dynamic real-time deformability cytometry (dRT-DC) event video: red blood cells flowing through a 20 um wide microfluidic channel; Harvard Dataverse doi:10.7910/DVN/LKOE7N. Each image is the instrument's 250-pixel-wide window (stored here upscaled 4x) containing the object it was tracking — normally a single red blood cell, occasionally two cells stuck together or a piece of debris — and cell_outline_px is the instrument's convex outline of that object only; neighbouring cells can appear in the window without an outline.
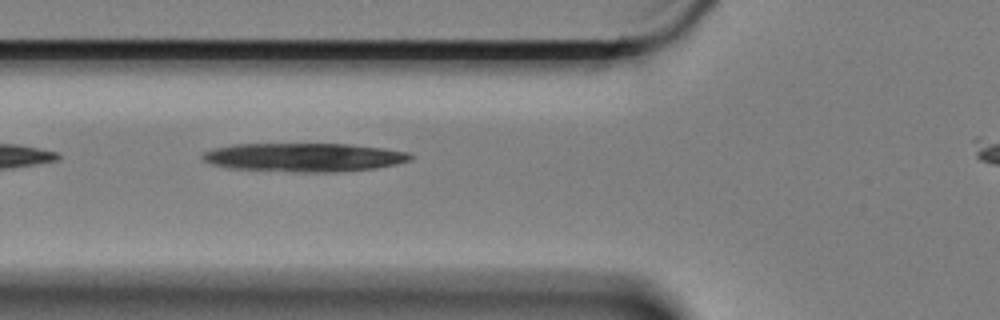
{"species": "Egyptian fruit bat (a non-hibernating species)", "species_latin": "Rousettus aegyptiacus", "temperature_condition": "cold", "stored_images_in_passage": 4, "segment_of_instrument_passage": [1, 2], "camera_frame_rate_fps": 3000, "um_per_image_px": 0.085, "animal": {"sex": "female"}, "frame": {"image": 1, "passage_image": 3, "time_ms": 0.667, "image_size_px": [1000, 320], "cell_outline_px": [[412, 160], [396, 164], [372, 168], [336, 172], [304, 172], [228, 168], [212, 164], [204, 160], [200, 156], [204, 152], [212, 148], [232, 144], [348, 144], [384, 148], [408, 152], [412, 156]], "centroid_in_image_um": [25.82, 13.36], "position_along_channel_um": 100.0, "area_um2": 34.62}}